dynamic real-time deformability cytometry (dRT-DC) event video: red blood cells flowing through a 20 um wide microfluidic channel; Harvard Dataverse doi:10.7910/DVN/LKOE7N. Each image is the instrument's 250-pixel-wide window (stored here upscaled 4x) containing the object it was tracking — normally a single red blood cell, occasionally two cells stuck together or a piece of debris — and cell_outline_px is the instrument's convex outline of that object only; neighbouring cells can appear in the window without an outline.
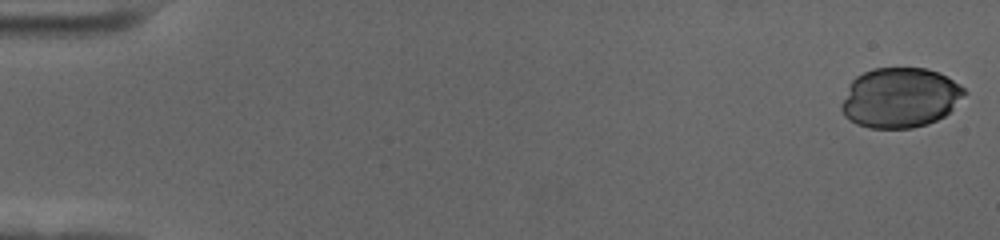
{"species": "human", "species_latin": "Homo sapiens", "temperature_condition": "cold", "stored_images_in_passage": 53, "camera_frame_rate_fps": 3000, "um_per_image_px": 0.085, "donor": {"sex": "female"}, "frame": {"image": 1, "passage_image": 1, "time_ms": 0.0, "image_size_px": [1000, 240], "cell_outline_px": [[968, 92], [944, 116], [928, 124], [912, 128], [868, 128], [856, 124], [848, 120], [844, 116], [840, 108], [840, 104], [852, 80], [856, 76], [872, 68], [928, 68], [940, 72], [960, 84]], "centroid_in_image_um": [76.49, 8.3], "position_along_channel_um": 8.5, "area_um2": 43.29}}
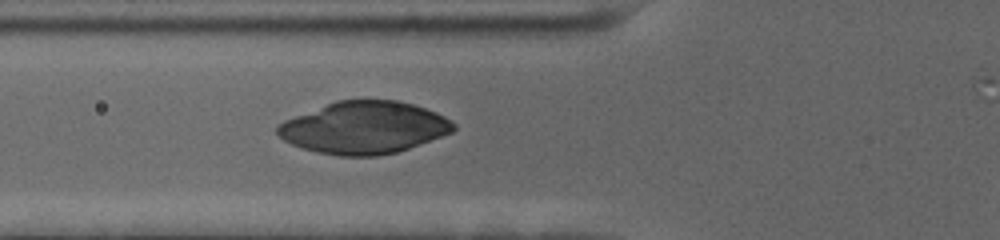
{"frame": {"image": 2, "passage_image": 22, "time_ms": 7.0, "image_size_px": [1000, 240], "cell_outline_px": [[456, 128], [452, 132], [408, 148], [396, 152], [376, 156], [340, 156], [316, 152], [292, 144], [284, 140], [276, 132], [276, 128], [284, 120], [336, 100], [400, 100], [436, 112], [444, 116], [456, 124]], "centroid_in_image_um": [30.94, 10.84], "position_along_channel_um": 94.9, "area_um2": 53.23}}
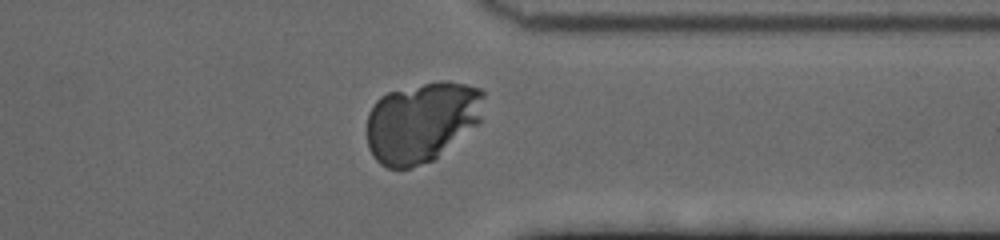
{"frame": {"image": 3, "passage_image": 46, "time_ms": 15.0, "image_size_px": [1000, 240], "cell_outline_px": [[484, 96], [480, 124], [432, 160], [412, 168], [388, 168], [380, 164], [372, 156], [368, 148], [368, 112], [376, 100], [380, 96], [388, 92], [440, 80], [448, 80], [480, 88], [484, 92]], "centroid_in_image_um": [35.86, 10.36], "position_along_channel_um": 375.5, "area_um2": 55.14}}